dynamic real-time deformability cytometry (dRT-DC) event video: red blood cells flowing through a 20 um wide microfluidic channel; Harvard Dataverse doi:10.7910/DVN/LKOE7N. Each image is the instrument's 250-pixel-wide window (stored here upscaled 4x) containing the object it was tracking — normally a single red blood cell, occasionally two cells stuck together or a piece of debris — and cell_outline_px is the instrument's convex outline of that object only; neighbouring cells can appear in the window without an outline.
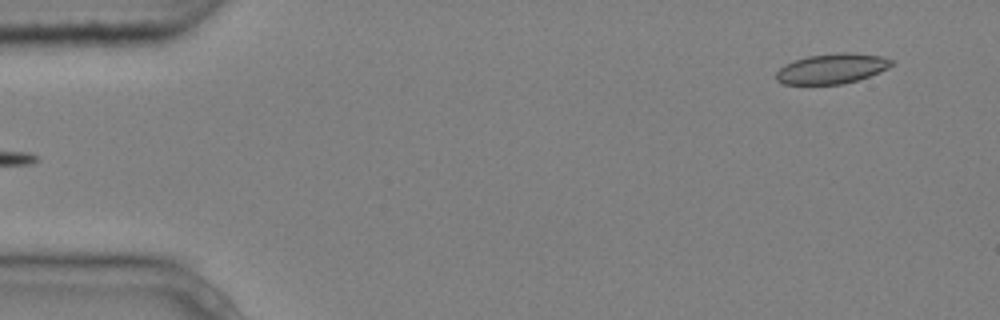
{"species": "common noctule bat (a hibernating species)", "species_latin": "Nyctalus noctula", "temperature_condition": "cold", "stored_images_in_passage": 4, "segment_of_instrument_passage": [2, 2], "camera_frame_rate_fps": 3000, "um_per_image_px": 0.085, "animal": {"sex": "male", "body_mass_g": 20.4}, "frame": {"image": 1, "passage_image": 4, "time_ms": 1.0, "image_size_px": [1000, 320], "cell_outline_px": [[896, 60], [888, 68], [868, 76], [856, 80], [840, 84], [784, 84], [776, 80], [776, 72], [784, 64], [808, 56], [840, 52], [852, 52], [884, 56]], "centroid_in_image_um": [70.73, 5.81], "position_along_channel_um": 14.3, "area_um2": 20.23}}